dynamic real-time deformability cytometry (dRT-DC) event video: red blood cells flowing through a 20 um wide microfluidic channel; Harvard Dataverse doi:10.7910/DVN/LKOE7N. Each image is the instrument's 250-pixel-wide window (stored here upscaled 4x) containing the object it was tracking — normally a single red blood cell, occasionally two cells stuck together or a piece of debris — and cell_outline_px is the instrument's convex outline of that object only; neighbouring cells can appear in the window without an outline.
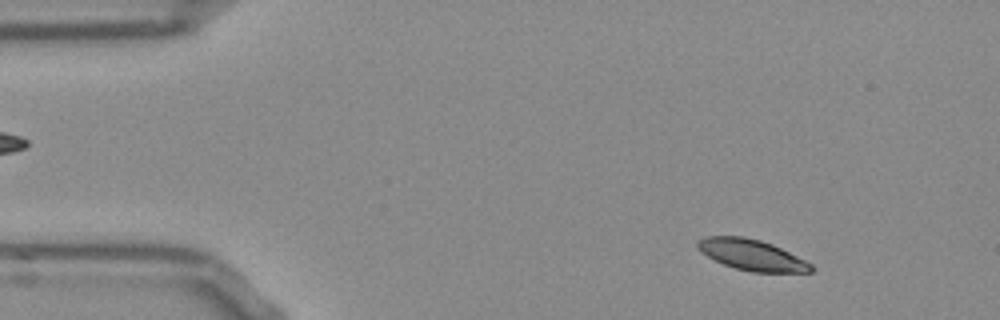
{"species": "Egyptian fruit bat (a non-hibernating species)", "species_latin": "Rousettus aegyptiacus", "temperature_condition": "room temperature", "stored_images_in_passage": 50, "camera_frame_rate_fps": 3000, "um_per_image_px": 0.085, "frame": {"image": 1, "passage_image": 3, "time_ms": 0.667, "image_size_px": [1000, 320], "cell_outline_px": [[816, 268], [812, 272], [752, 272], [736, 268], [724, 264], [700, 252], [696, 244], [696, 240], [704, 236], [744, 236], [760, 240], [772, 244], [812, 264]], "centroid_in_image_um": [63.88, 21.66], "position_along_channel_um": 21.1, "area_um2": 20.35}}
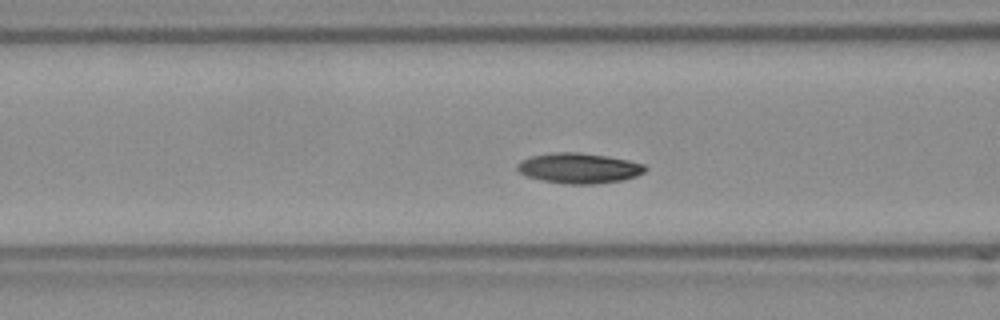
{"frame": {"image": 2, "passage_image": 17, "time_ms": 5.333, "image_size_px": [1000, 320], "cell_outline_px": [[648, 168], [644, 172], [636, 176], [624, 180], [596, 184], [564, 184], [524, 176], [516, 168], [516, 164], [520, 160], [532, 156], [552, 152], [580, 152], [608, 156], [628, 160], [644, 164]], "centroid_in_image_um": [49.21, 14.29], "position_along_channel_um": 117.4, "area_um2": 22.83}}
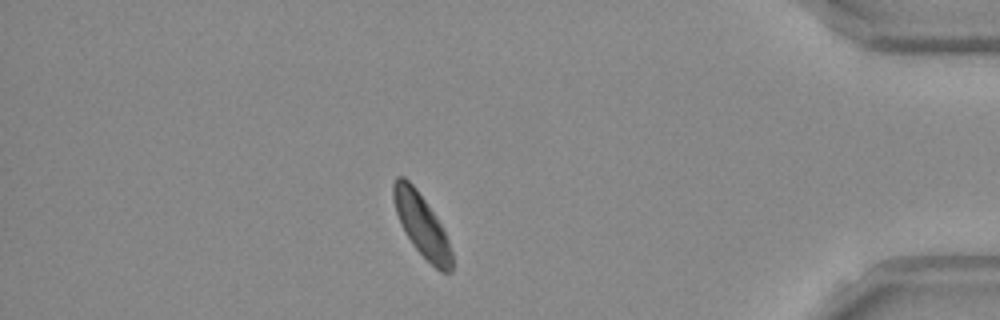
{"frame": {"image": 3, "passage_image": 43, "time_ms": 14.0, "image_size_px": [1000, 320], "cell_outline_px": [[452, 272], [440, 272], [412, 244], [400, 224], [396, 212], [392, 196], [392, 184], [396, 176], [404, 176], [416, 188], [440, 224], [448, 240], [452, 252]], "centroid_in_image_um": [35.81, 19.11], "position_along_channel_um": 399.4, "area_um2": 20.87}, "authors_computed_cell_mechanics": {"area_um2": 21.4149, "velocity_mm_per_s": 3.7441, "shape_relaxation_time_tau1_ms": 2.6414, "shape_relaxation_time_tau2_ms": null, "deformation_change_tau1": 0.0883, "deformation_change_tau2": null}}